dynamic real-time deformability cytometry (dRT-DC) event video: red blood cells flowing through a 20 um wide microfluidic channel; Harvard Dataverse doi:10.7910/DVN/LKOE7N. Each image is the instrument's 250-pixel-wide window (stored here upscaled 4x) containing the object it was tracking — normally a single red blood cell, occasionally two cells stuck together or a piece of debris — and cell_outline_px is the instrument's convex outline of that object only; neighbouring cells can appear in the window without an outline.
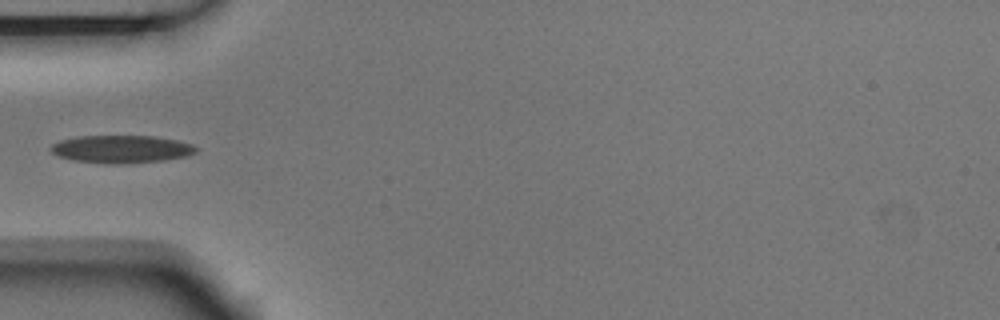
{"species": "Egyptian fruit bat (a non-hibernating species)", "species_latin": "Rousettus aegyptiacus", "temperature_condition": "room temperature", "stored_images_in_passage": 2, "camera_frame_rate_fps": 3000, "um_per_image_px": 0.085, "animal": {"sex": "male"}, "frame": {"image": 1, "passage_image": 1, "time_ms": 0.0, "image_size_px": [1000, 320], "cell_outline_px": [[196, 152], [188, 156], [164, 160], [120, 164], [112, 164], [72, 160], [56, 156], [48, 148], [52, 144], [60, 140], [76, 136], [156, 136], [176, 140], [192, 144], [196, 148]], "centroid_in_image_um": [10.28, 12.67], "position_along_channel_um": 74.7, "area_um2": 23.58}}
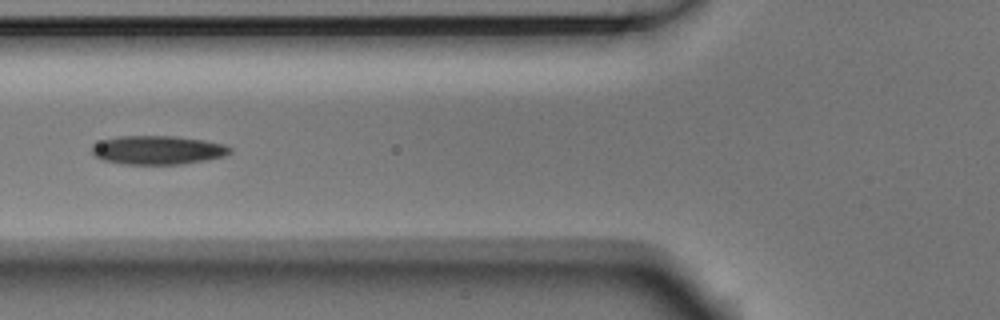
{"frame": {"image": 2, "passage_image": 2, "time_ms": 0.333, "image_size_px": [1000, 320], "cell_outline_px": [[232, 152], [224, 156], [204, 160], [180, 164], [124, 164], [104, 160], [96, 156], [92, 152], [92, 144], [104, 140], [120, 136], [176, 136], [204, 140], [228, 144], [232, 148]], "centroid_in_image_um": [13.46, 12.74], "position_along_channel_um": 112.3, "area_um2": 23.12}}